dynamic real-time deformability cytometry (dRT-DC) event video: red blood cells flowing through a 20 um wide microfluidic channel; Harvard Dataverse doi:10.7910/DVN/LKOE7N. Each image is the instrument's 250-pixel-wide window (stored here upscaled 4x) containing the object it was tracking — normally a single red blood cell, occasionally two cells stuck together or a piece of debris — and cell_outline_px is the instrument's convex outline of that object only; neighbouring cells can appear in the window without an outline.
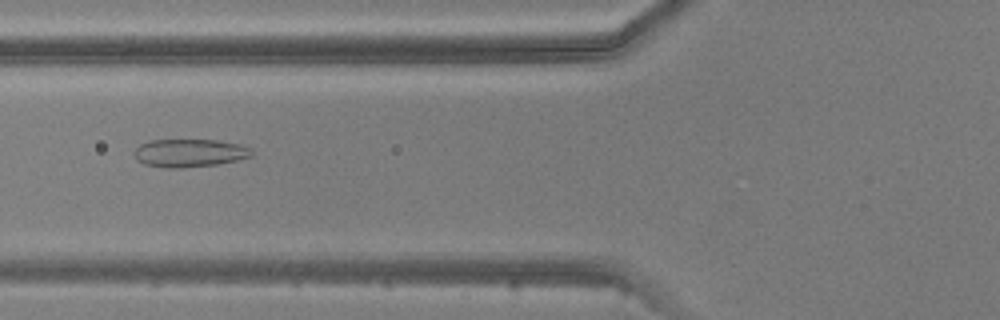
{"species": "common noctule bat (a hibernating species)", "species_latin": "Nyctalus noctula", "temperature_condition": "warm", "stored_images_in_passage": 5, "camera_frame_rate_fps": 3000, "um_per_image_px": 0.085, "animal": {"sex": "male", "body_mass_g": 20.5, "forearm_length_mm": 52.5}, "frame": {"image": 1, "passage_image": 5, "time_ms": 4.667, "image_size_px": [1000, 320], "cell_outline_px": [[252, 156], [236, 160], [216, 164], [184, 168], [168, 168], [144, 164], [136, 160], [132, 152], [140, 144], [152, 140], [216, 140], [240, 144], [252, 148]], "centroid_in_image_um": [16.09, 13.0], "position_along_channel_um": 109.7, "area_um2": 19.25}}